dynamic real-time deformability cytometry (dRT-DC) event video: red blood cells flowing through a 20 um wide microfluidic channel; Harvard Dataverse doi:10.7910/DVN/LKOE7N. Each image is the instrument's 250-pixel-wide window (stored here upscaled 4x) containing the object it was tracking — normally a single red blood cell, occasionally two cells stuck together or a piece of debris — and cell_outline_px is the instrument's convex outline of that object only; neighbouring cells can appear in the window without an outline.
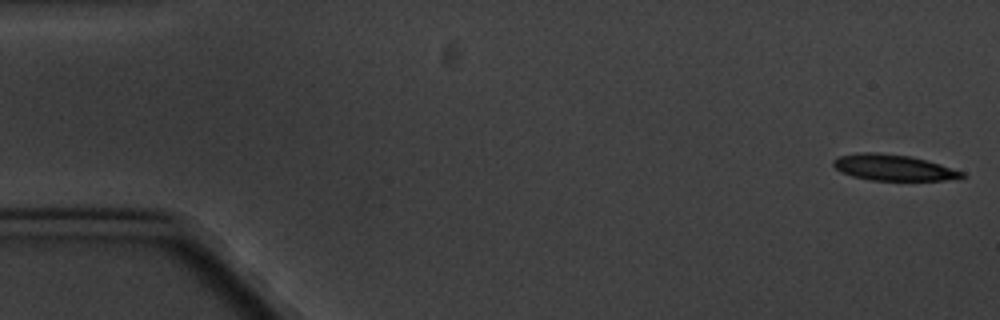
{"species": "common noctule bat (a hibernating species)", "species_latin": "Nyctalus noctula", "temperature_condition": "cold", "stored_images_in_passage": 7, "camera_frame_rate_fps": 3000, "um_per_image_px": 0.085, "animal": {"sex": "male", "body_mass_g": 20.1, "forearm_length_mm": 53.5}, "frame": {"image": 1, "passage_image": 1, "time_ms": 0.0, "image_size_px": [1000, 320], "cell_outline_px": [[968, 176], [960, 180], [868, 180], [852, 176], [840, 172], [832, 164], [832, 160], [836, 156], [860, 152], [876, 152], [908, 156], [940, 164], [964, 172]], "centroid_in_image_um": [75.94, 14.25], "position_along_channel_um": 9.1, "area_um2": 19.71}}
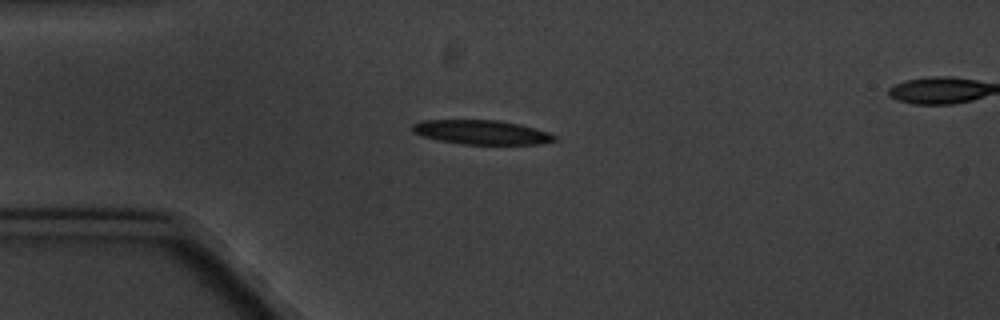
{"frame": {"image": 2, "passage_image": 4, "time_ms": 4.333, "image_size_px": [1000, 320], "cell_outline_px": [[556, 140], [540, 144], [464, 144], [436, 140], [412, 132], [412, 124], [420, 120], [500, 120], [520, 124], [548, 132], [556, 136]], "centroid_in_image_um": [40.91, 11.23], "position_along_channel_um": 44.1, "area_um2": 20.11}}